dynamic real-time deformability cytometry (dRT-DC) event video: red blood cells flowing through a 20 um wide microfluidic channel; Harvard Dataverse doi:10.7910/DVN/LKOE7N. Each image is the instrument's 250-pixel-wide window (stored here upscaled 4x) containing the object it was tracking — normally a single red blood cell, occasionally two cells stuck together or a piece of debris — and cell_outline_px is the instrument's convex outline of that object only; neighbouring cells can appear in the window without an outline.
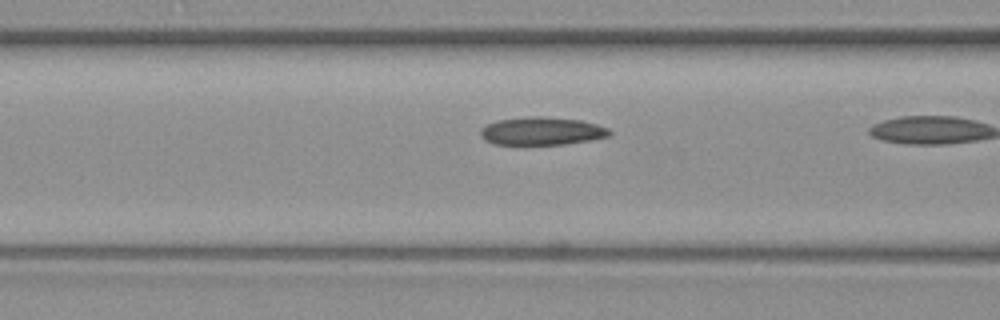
{"species": "common noctule bat (a hibernating species)", "species_latin": "Nyctalus noctula", "temperature_condition": "warm", "stored_images_in_passage": 19, "camera_frame_rate_fps": 3000, "um_per_image_px": 0.085, "animal": {"sex": "female", "body_mass_g": 19.3, "forearm_length_mm": 54.1}, "frame": {"image": 1, "passage_image": 18, "time_ms": 5.667, "image_size_px": [1000, 320], "cell_outline_px": [[612, 136], [592, 140], [564, 144], [492, 144], [484, 140], [480, 136], [480, 128], [496, 120], [528, 116], [540, 116], [580, 120], [596, 124], [608, 128], [612, 132]], "centroid_in_image_um": [46.05, 11.14], "position_along_channel_um": 120.5, "area_um2": 21.21}}